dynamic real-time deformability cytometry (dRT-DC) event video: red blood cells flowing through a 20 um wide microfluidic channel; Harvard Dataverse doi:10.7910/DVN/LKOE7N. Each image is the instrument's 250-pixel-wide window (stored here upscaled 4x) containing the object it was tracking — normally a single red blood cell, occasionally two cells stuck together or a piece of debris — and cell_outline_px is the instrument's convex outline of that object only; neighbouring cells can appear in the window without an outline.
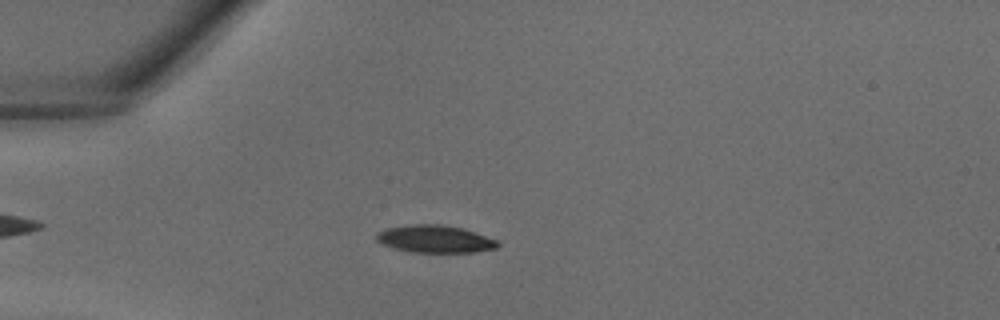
{"species": "common noctule bat (a hibernating species)", "species_latin": "Nyctalus noctula", "temperature_condition": "warm", "stored_images_in_passage": 35, "camera_frame_rate_fps": 3000, "um_per_image_px": 0.085, "animal": {"sex": "male", "body_mass_g": 18.8}, "frame": {"image": 1, "passage_image": 7, "time_ms": 2.0, "image_size_px": [1000, 320], "cell_outline_px": [[500, 244], [496, 248], [472, 252], [412, 252], [392, 248], [380, 244], [376, 240], [376, 232], [384, 228], [412, 224], [440, 224], [460, 228], [496, 240]], "centroid_in_image_um": [36.87, 20.31], "position_along_channel_um": 48.1, "area_um2": 19.31}}
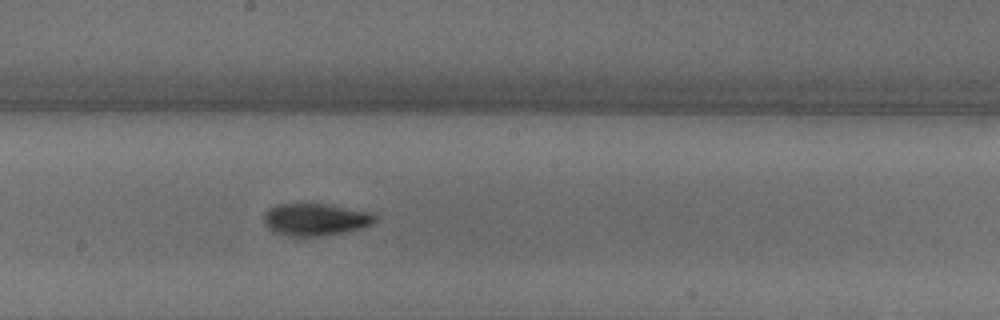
{"frame": {"image": 2, "passage_image": 18, "time_ms": 5.667, "image_size_px": [1000, 320], "cell_outline_px": [[376, 220], [372, 224], [348, 232], [324, 236], [288, 236], [272, 232], [264, 224], [264, 212], [268, 208], [276, 204], [324, 204], [376, 212]], "centroid_in_image_um": [26.82, 18.66], "position_along_channel_um": 221.4, "area_um2": 21.27}}
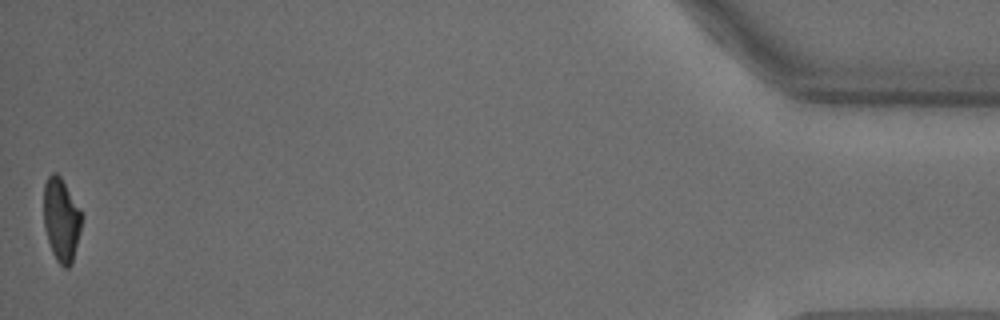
{"frame": {"image": 3, "passage_image": 35, "time_ms": 11.333, "image_size_px": [1000, 320], "cell_outline_px": [[84, 216], [72, 264], [68, 268], [64, 268], [56, 260], [52, 252], [44, 228], [44, 184], [48, 176], [52, 172], [56, 172], [60, 176], [80, 208]], "centroid_in_image_um": [5.22, 18.68], "position_along_channel_um": 430.0, "area_um2": 18.67}}